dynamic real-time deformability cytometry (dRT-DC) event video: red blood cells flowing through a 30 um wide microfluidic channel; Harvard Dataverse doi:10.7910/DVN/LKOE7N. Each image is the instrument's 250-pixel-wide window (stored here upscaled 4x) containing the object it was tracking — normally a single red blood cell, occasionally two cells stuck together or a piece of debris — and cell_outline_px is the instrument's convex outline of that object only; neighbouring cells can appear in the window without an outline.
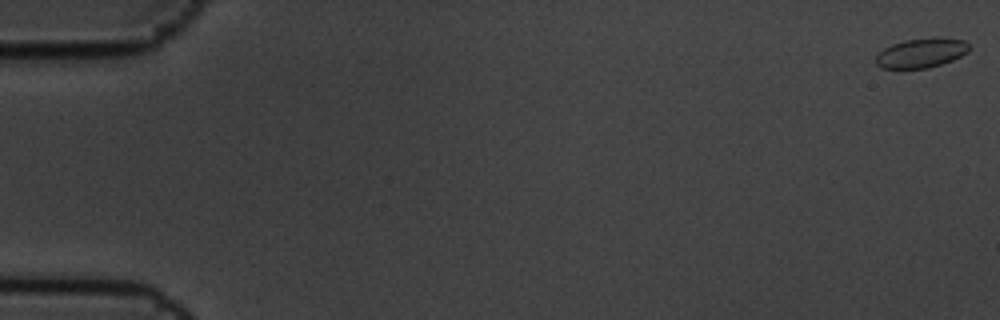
{"species": "common noctule bat (a hibernating species)", "species_latin": "Nyctalus noctula", "temperature_condition": "cold", "stored_images_in_passage": 6, "camera_frame_rate_fps": 3000, "um_per_image_px": 0.085, "animal": {"sex": "male", "body_mass_g": 19.5, "forearm_length_mm": 54.6}, "frame": {"image": 1, "passage_image": 1, "time_ms": 0.0, "image_size_px": [1000, 320], "cell_outline_px": [[968, 52], [952, 60], [928, 68], [880, 68], [876, 64], [876, 56], [884, 48], [892, 44], [904, 40], [964, 40], [968, 44]], "centroid_in_image_um": [78.24, 4.55], "position_along_channel_um": 6.8, "area_um2": 15.2}}
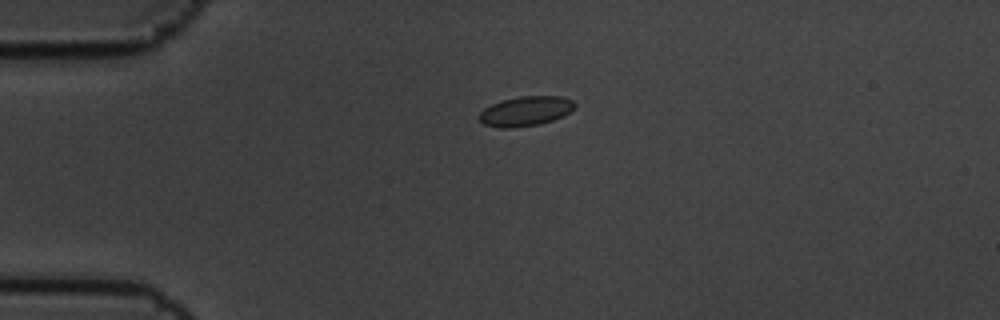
{"frame": {"image": 2, "passage_image": 5, "time_ms": 1.333, "image_size_px": [1000, 320], "cell_outline_px": [[576, 108], [564, 116], [540, 124], [508, 128], [504, 128], [484, 124], [480, 120], [480, 112], [484, 108], [500, 100], [520, 96], [560, 96], [572, 100], [576, 104]], "centroid_in_image_um": [44.71, 9.43], "position_along_channel_um": 40.3, "area_um2": 16.53}}